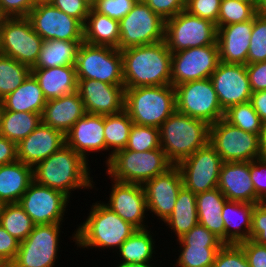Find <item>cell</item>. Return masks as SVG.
Wrapping results in <instances>:
<instances>
[{"instance_id":"cell-1","label":"cell","mask_w":266,"mask_h":267,"mask_svg":"<svg viewBox=\"0 0 266 267\" xmlns=\"http://www.w3.org/2000/svg\"><path fill=\"white\" fill-rule=\"evenodd\" d=\"M125 88L171 85L172 52L165 41L121 50Z\"/></svg>"},{"instance_id":"cell-2","label":"cell","mask_w":266,"mask_h":267,"mask_svg":"<svg viewBox=\"0 0 266 267\" xmlns=\"http://www.w3.org/2000/svg\"><path fill=\"white\" fill-rule=\"evenodd\" d=\"M88 165V161L65 144L33 167L34 181L39 185L59 190L70 198L71 191L94 188L95 182L90 176Z\"/></svg>"},{"instance_id":"cell-3","label":"cell","mask_w":266,"mask_h":267,"mask_svg":"<svg viewBox=\"0 0 266 267\" xmlns=\"http://www.w3.org/2000/svg\"><path fill=\"white\" fill-rule=\"evenodd\" d=\"M93 204L86 221L73 234V241L82 248L119 249L137 228L124 221L103 202Z\"/></svg>"},{"instance_id":"cell-4","label":"cell","mask_w":266,"mask_h":267,"mask_svg":"<svg viewBox=\"0 0 266 267\" xmlns=\"http://www.w3.org/2000/svg\"><path fill=\"white\" fill-rule=\"evenodd\" d=\"M210 125L177 110L159 127L160 146L173 165L209 143Z\"/></svg>"},{"instance_id":"cell-5","label":"cell","mask_w":266,"mask_h":267,"mask_svg":"<svg viewBox=\"0 0 266 267\" xmlns=\"http://www.w3.org/2000/svg\"><path fill=\"white\" fill-rule=\"evenodd\" d=\"M124 110L134 124L158 128L176 111L172 85L125 88Z\"/></svg>"},{"instance_id":"cell-6","label":"cell","mask_w":266,"mask_h":267,"mask_svg":"<svg viewBox=\"0 0 266 267\" xmlns=\"http://www.w3.org/2000/svg\"><path fill=\"white\" fill-rule=\"evenodd\" d=\"M106 165L112 180L141 185L173 166L161 147L143 152L123 149L111 155Z\"/></svg>"},{"instance_id":"cell-7","label":"cell","mask_w":266,"mask_h":267,"mask_svg":"<svg viewBox=\"0 0 266 267\" xmlns=\"http://www.w3.org/2000/svg\"><path fill=\"white\" fill-rule=\"evenodd\" d=\"M77 79H93L124 85L123 59L119 49L82 42L75 63Z\"/></svg>"},{"instance_id":"cell-8","label":"cell","mask_w":266,"mask_h":267,"mask_svg":"<svg viewBox=\"0 0 266 267\" xmlns=\"http://www.w3.org/2000/svg\"><path fill=\"white\" fill-rule=\"evenodd\" d=\"M209 144L222 162H250L260 157V135L245 132L224 118L210 124Z\"/></svg>"},{"instance_id":"cell-9","label":"cell","mask_w":266,"mask_h":267,"mask_svg":"<svg viewBox=\"0 0 266 267\" xmlns=\"http://www.w3.org/2000/svg\"><path fill=\"white\" fill-rule=\"evenodd\" d=\"M164 41L173 53L192 47L214 45L216 25L184 10L165 21Z\"/></svg>"},{"instance_id":"cell-10","label":"cell","mask_w":266,"mask_h":267,"mask_svg":"<svg viewBox=\"0 0 266 267\" xmlns=\"http://www.w3.org/2000/svg\"><path fill=\"white\" fill-rule=\"evenodd\" d=\"M119 50L151 45L164 41L165 20L138 0L131 11L119 21Z\"/></svg>"},{"instance_id":"cell-11","label":"cell","mask_w":266,"mask_h":267,"mask_svg":"<svg viewBox=\"0 0 266 267\" xmlns=\"http://www.w3.org/2000/svg\"><path fill=\"white\" fill-rule=\"evenodd\" d=\"M175 88L176 110L192 118L206 121L209 125L224 118L210 78L177 85Z\"/></svg>"},{"instance_id":"cell-12","label":"cell","mask_w":266,"mask_h":267,"mask_svg":"<svg viewBox=\"0 0 266 267\" xmlns=\"http://www.w3.org/2000/svg\"><path fill=\"white\" fill-rule=\"evenodd\" d=\"M61 227V224L35 225L28 237L19 243L11 267H54Z\"/></svg>"},{"instance_id":"cell-13","label":"cell","mask_w":266,"mask_h":267,"mask_svg":"<svg viewBox=\"0 0 266 267\" xmlns=\"http://www.w3.org/2000/svg\"><path fill=\"white\" fill-rule=\"evenodd\" d=\"M27 18L44 40L84 41V25L56 8L48 0L36 1Z\"/></svg>"},{"instance_id":"cell-14","label":"cell","mask_w":266,"mask_h":267,"mask_svg":"<svg viewBox=\"0 0 266 267\" xmlns=\"http://www.w3.org/2000/svg\"><path fill=\"white\" fill-rule=\"evenodd\" d=\"M43 41L27 17L3 18V55L32 69L38 60Z\"/></svg>"},{"instance_id":"cell-15","label":"cell","mask_w":266,"mask_h":267,"mask_svg":"<svg viewBox=\"0 0 266 267\" xmlns=\"http://www.w3.org/2000/svg\"><path fill=\"white\" fill-rule=\"evenodd\" d=\"M219 59L217 42L214 45L192 47L172 53L171 85L210 78Z\"/></svg>"},{"instance_id":"cell-16","label":"cell","mask_w":266,"mask_h":267,"mask_svg":"<svg viewBox=\"0 0 266 267\" xmlns=\"http://www.w3.org/2000/svg\"><path fill=\"white\" fill-rule=\"evenodd\" d=\"M70 198L33 181L18 202L35 225L62 224Z\"/></svg>"},{"instance_id":"cell-17","label":"cell","mask_w":266,"mask_h":267,"mask_svg":"<svg viewBox=\"0 0 266 267\" xmlns=\"http://www.w3.org/2000/svg\"><path fill=\"white\" fill-rule=\"evenodd\" d=\"M222 159L208 143L177 166L183 179V186L194 194L218 187Z\"/></svg>"},{"instance_id":"cell-18","label":"cell","mask_w":266,"mask_h":267,"mask_svg":"<svg viewBox=\"0 0 266 267\" xmlns=\"http://www.w3.org/2000/svg\"><path fill=\"white\" fill-rule=\"evenodd\" d=\"M222 110L250 101V86L246 65L219 62L210 76Z\"/></svg>"},{"instance_id":"cell-19","label":"cell","mask_w":266,"mask_h":267,"mask_svg":"<svg viewBox=\"0 0 266 267\" xmlns=\"http://www.w3.org/2000/svg\"><path fill=\"white\" fill-rule=\"evenodd\" d=\"M148 211L165 221L173 212L179 191L183 187L180 169L173 165L166 172L143 185Z\"/></svg>"},{"instance_id":"cell-20","label":"cell","mask_w":266,"mask_h":267,"mask_svg":"<svg viewBox=\"0 0 266 267\" xmlns=\"http://www.w3.org/2000/svg\"><path fill=\"white\" fill-rule=\"evenodd\" d=\"M77 92L86 113L110 115L124 110V85H111L93 79H77Z\"/></svg>"},{"instance_id":"cell-21","label":"cell","mask_w":266,"mask_h":267,"mask_svg":"<svg viewBox=\"0 0 266 267\" xmlns=\"http://www.w3.org/2000/svg\"><path fill=\"white\" fill-rule=\"evenodd\" d=\"M108 203H105L113 212L124 221L137 229H145V215L148 211L145 192L141 184L122 183L112 181Z\"/></svg>"},{"instance_id":"cell-22","label":"cell","mask_w":266,"mask_h":267,"mask_svg":"<svg viewBox=\"0 0 266 267\" xmlns=\"http://www.w3.org/2000/svg\"><path fill=\"white\" fill-rule=\"evenodd\" d=\"M63 145H65V135L41 122L17 144V159L28 166L35 167Z\"/></svg>"},{"instance_id":"cell-23","label":"cell","mask_w":266,"mask_h":267,"mask_svg":"<svg viewBox=\"0 0 266 267\" xmlns=\"http://www.w3.org/2000/svg\"><path fill=\"white\" fill-rule=\"evenodd\" d=\"M65 144L79 153L86 161L93 152L106 150L104 115L86 113L65 134Z\"/></svg>"},{"instance_id":"cell-24","label":"cell","mask_w":266,"mask_h":267,"mask_svg":"<svg viewBox=\"0 0 266 267\" xmlns=\"http://www.w3.org/2000/svg\"><path fill=\"white\" fill-rule=\"evenodd\" d=\"M217 188L228 201L251 204L261 202L251 180L250 162H223Z\"/></svg>"},{"instance_id":"cell-25","label":"cell","mask_w":266,"mask_h":267,"mask_svg":"<svg viewBox=\"0 0 266 267\" xmlns=\"http://www.w3.org/2000/svg\"><path fill=\"white\" fill-rule=\"evenodd\" d=\"M251 20L217 28L219 59L224 63L248 64V50L253 29Z\"/></svg>"},{"instance_id":"cell-26","label":"cell","mask_w":266,"mask_h":267,"mask_svg":"<svg viewBox=\"0 0 266 267\" xmlns=\"http://www.w3.org/2000/svg\"><path fill=\"white\" fill-rule=\"evenodd\" d=\"M86 114L84 103L77 91L47 100L41 115L42 123L64 135L75 122Z\"/></svg>"},{"instance_id":"cell-27","label":"cell","mask_w":266,"mask_h":267,"mask_svg":"<svg viewBox=\"0 0 266 267\" xmlns=\"http://www.w3.org/2000/svg\"><path fill=\"white\" fill-rule=\"evenodd\" d=\"M31 74L40 85L46 100L77 91L78 80L75 66L32 68Z\"/></svg>"},{"instance_id":"cell-28","label":"cell","mask_w":266,"mask_h":267,"mask_svg":"<svg viewBox=\"0 0 266 267\" xmlns=\"http://www.w3.org/2000/svg\"><path fill=\"white\" fill-rule=\"evenodd\" d=\"M255 205L239 201L225 202L221 213L225 227V244H238L249 239Z\"/></svg>"},{"instance_id":"cell-29","label":"cell","mask_w":266,"mask_h":267,"mask_svg":"<svg viewBox=\"0 0 266 267\" xmlns=\"http://www.w3.org/2000/svg\"><path fill=\"white\" fill-rule=\"evenodd\" d=\"M34 181L33 167L17 160L0 166V205L18 203Z\"/></svg>"},{"instance_id":"cell-30","label":"cell","mask_w":266,"mask_h":267,"mask_svg":"<svg viewBox=\"0 0 266 267\" xmlns=\"http://www.w3.org/2000/svg\"><path fill=\"white\" fill-rule=\"evenodd\" d=\"M46 98L35 77L30 74L13 92L0 101V106L12 112L43 113Z\"/></svg>"},{"instance_id":"cell-31","label":"cell","mask_w":266,"mask_h":267,"mask_svg":"<svg viewBox=\"0 0 266 267\" xmlns=\"http://www.w3.org/2000/svg\"><path fill=\"white\" fill-rule=\"evenodd\" d=\"M227 198L218 189L196 194L199 224L207 228L225 244V227L221 217Z\"/></svg>"},{"instance_id":"cell-32","label":"cell","mask_w":266,"mask_h":267,"mask_svg":"<svg viewBox=\"0 0 266 267\" xmlns=\"http://www.w3.org/2000/svg\"><path fill=\"white\" fill-rule=\"evenodd\" d=\"M119 21L96 12L93 8L84 24V42L119 49Z\"/></svg>"},{"instance_id":"cell-33","label":"cell","mask_w":266,"mask_h":267,"mask_svg":"<svg viewBox=\"0 0 266 267\" xmlns=\"http://www.w3.org/2000/svg\"><path fill=\"white\" fill-rule=\"evenodd\" d=\"M175 232L177 240L199 223L196 194L184 186L178 193L172 214L164 221Z\"/></svg>"},{"instance_id":"cell-34","label":"cell","mask_w":266,"mask_h":267,"mask_svg":"<svg viewBox=\"0 0 266 267\" xmlns=\"http://www.w3.org/2000/svg\"><path fill=\"white\" fill-rule=\"evenodd\" d=\"M84 41L48 40L43 41L36 65L33 68H54L75 66L77 52Z\"/></svg>"},{"instance_id":"cell-35","label":"cell","mask_w":266,"mask_h":267,"mask_svg":"<svg viewBox=\"0 0 266 267\" xmlns=\"http://www.w3.org/2000/svg\"><path fill=\"white\" fill-rule=\"evenodd\" d=\"M42 122L41 114L12 112L1 107L0 134L18 144Z\"/></svg>"},{"instance_id":"cell-36","label":"cell","mask_w":266,"mask_h":267,"mask_svg":"<svg viewBox=\"0 0 266 267\" xmlns=\"http://www.w3.org/2000/svg\"><path fill=\"white\" fill-rule=\"evenodd\" d=\"M155 241L147 228L137 229L119 247L121 263H146L153 260ZM152 259V260H151Z\"/></svg>"},{"instance_id":"cell-37","label":"cell","mask_w":266,"mask_h":267,"mask_svg":"<svg viewBox=\"0 0 266 267\" xmlns=\"http://www.w3.org/2000/svg\"><path fill=\"white\" fill-rule=\"evenodd\" d=\"M133 121L125 110L120 113L104 115V138L106 150H112L105 160H110L115 152L125 149L130 135Z\"/></svg>"},{"instance_id":"cell-38","label":"cell","mask_w":266,"mask_h":267,"mask_svg":"<svg viewBox=\"0 0 266 267\" xmlns=\"http://www.w3.org/2000/svg\"><path fill=\"white\" fill-rule=\"evenodd\" d=\"M0 225L19 242L24 241L35 226L19 203L0 205Z\"/></svg>"},{"instance_id":"cell-39","label":"cell","mask_w":266,"mask_h":267,"mask_svg":"<svg viewBox=\"0 0 266 267\" xmlns=\"http://www.w3.org/2000/svg\"><path fill=\"white\" fill-rule=\"evenodd\" d=\"M31 74V68L15 59L0 56V101L15 91Z\"/></svg>"},{"instance_id":"cell-40","label":"cell","mask_w":266,"mask_h":267,"mask_svg":"<svg viewBox=\"0 0 266 267\" xmlns=\"http://www.w3.org/2000/svg\"><path fill=\"white\" fill-rule=\"evenodd\" d=\"M180 255L175 266L213 267L215 256L223 245L179 244Z\"/></svg>"},{"instance_id":"cell-41","label":"cell","mask_w":266,"mask_h":267,"mask_svg":"<svg viewBox=\"0 0 266 267\" xmlns=\"http://www.w3.org/2000/svg\"><path fill=\"white\" fill-rule=\"evenodd\" d=\"M224 119L245 132L261 135L263 122L250 102L237 104L225 111Z\"/></svg>"},{"instance_id":"cell-42","label":"cell","mask_w":266,"mask_h":267,"mask_svg":"<svg viewBox=\"0 0 266 267\" xmlns=\"http://www.w3.org/2000/svg\"><path fill=\"white\" fill-rule=\"evenodd\" d=\"M257 10L250 4L239 0H221L216 28L251 20Z\"/></svg>"},{"instance_id":"cell-43","label":"cell","mask_w":266,"mask_h":267,"mask_svg":"<svg viewBox=\"0 0 266 267\" xmlns=\"http://www.w3.org/2000/svg\"><path fill=\"white\" fill-rule=\"evenodd\" d=\"M160 147L158 128L133 123L125 149L143 152Z\"/></svg>"},{"instance_id":"cell-44","label":"cell","mask_w":266,"mask_h":267,"mask_svg":"<svg viewBox=\"0 0 266 267\" xmlns=\"http://www.w3.org/2000/svg\"><path fill=\"white\" fill-rule=\"evenodd\" d=\"M266 61V15L257 13L251 32L248 64Z\"/></svg>"},{"instance_id":"cell-45","label":"cell","mask_w":266,"mask_h":267,"mask_svg":"<svg viewBox=\"0 0 266 267\" xmlns=\"http://www.w3.org/2000/svg\"><path fill=\"white\" fill-rule=\"evenodd\" d=\"M213 267H250L239 244H224L217 252Z\"/></svg>"},{"instance_id":"cell-46","label":"cell","mask_w":266,"mask_h":267,"mask_svg":"<svg viewBox=\"0 0 266 267\" xmlns=\"http://www.w3.org/2000/svg\"><path fill=\"white\" fill-rule=\"evenodd\" d=\"M138 0H93L92 8L112 19L120 21L126 16Z\"/></svg>"},{"instance_id":"cell-47","label":"cell","mask_w":266,"mask_h":267,"mask_svg":"<svg viewBox=\"0 0 266 267\" xmlns=\"http://www.w3.org/2000/svg\"><path fill=\"white\" fill-rule=\"evenodd\" d=\"M221 0H190L185 10L191 15L207 19L214 24L218 22Z\"/></svg>"},{"instance_id":"cell-48","label":"cell","mask_w":266,"mask_h":267,"mask_svg":"<svg viewBox=\"0 0 266 267\" xmlns=\"http://www.w3.org/2000/svg\"><path fill=\"white\" fill-rule=\"evenodd\" d=\"M56 8L78 19L83 25L86 22L87 16L92 8L90 0H48Z\"/></svg>"},{"instance_id":"cell-49","label":"cell","mask_w":266,"mask_h":267,"mask_svg":"<svg viewBox=\"0 0 266 267\" xmlns=\"http://www.w3.org/2000/svg\"><path fill=\"white\" fill-rule=\"evenodd\" d=\"M249 239L266 246V200L257 203L253 208Z\"/></svg>"},{"instance_id":"cell-50","label":"cell","mask_w":266,"mask_h":267,"mask_svg":"<svg viewBox=\"0 0 266 267\" xmlns=\"http://www.w3.org/2000/svg\"><path fill=\"white\" fill-rule=\"evenodd\" d=\"M177 241L179 244L224 245L218 237L199 223Z\"/></svg>"},{"instance_id":"cell-51","label":"cell","mask_w":266,"mask_h":267,"mask_svg":"<svg viewBox=\"0 0 266 267\" xmlns=\"http://www.w3.org/2000/svg\"><path fill=\"white\" fill-rule=\"evenodd\" d=\"M36 0H0V16L3 18L27 17Z\"/></svg>"},{"instance_id":"cell-52","label":"cell","mask_w":266,"mask_h":267,"mask_svg":"<svg viewBox=\"0 0 266 267\" xmlns=\"http://www.w3.org/2000/svg\"><path fill=\"white\" fill-rule=\"evenodd\" d=\"M163 20H168L185 10L183 0H143Z\"/></svg>"},{"instance_id":"cell-53","label":"cell","mask_w":266,"mask_h":267,"mask_svg":"<svg viewBox=\"0 0 266 267\" xmlns=\"http://www.w3.org/2000/svg\"><path fill=\"white\" fill-rule=\"evenodd\" d=\"M250 175L256 196L261 201L266 200V160L258 158L250 161Z\"/></svg>"},{"instance_id":"cell-54","label":"cell","mask_w":266,"mask_h":267,"mask_svg":"<svg viewBox=\"0 0 266 267\" xmlns=\"http://www.w3.org/2000/svg\"><path fill=\"white\" fill-rule=\"evenodd\" d=\"M248 260L250 267H266V246L257 244L253 240H245L238 243Z\"/></svg>"},{"instance_id":"cell-55","label":"cell","mask_w":266,"mask_h":267,"mask_svg":"<svg viewBox=\"0 0 266 267\" xmlns=\"http://www.w3.org/2000/svg\"><path fill=\"white\" fill-rule=\"evenodd\" d=\"M252 92L266 90V61L246 64Z\"/></svg>"},{"instance_id":"cell-56","label":"cell","mask_w":266,"mask_h":267,"mask_svg":"<svg viewBox=\"0 0 266 267\" xmlns=\"http://www.w3.org/2000/svg\"><path fill=\"white\" fill-rule=\"evenodd\" d=\"M19 241L11 236L0 225V256L7 260L10 264L15 260L18 249Z\"/></svg>"},{"instance_id":"cell-57","label":"cell","mask_w":266,"mask_h":267,"mask_svg":"<svg viewBox=\"0 0 266 267\" xmlns=\"http://www.w3.org/2000/svg\"><path fill=\"white\" fill-rule=\"evenodd\" d=\"M17 160V144L0 134V166Z\"/></svg>"},{"instance_id":"cell-58","label":"cell","mask_w":266,"mask_h":267,"mask_svg":"<svg viewBox=\"0 0 266 267\" xmlns=\"http://www.w3.org/2000/svg\"><path fill=\"white\" fill-rule=\"evenodd\" d=\"M261 121L266 122V90L253 92L250 101Z\"/></svg>"},{"instance_id":"cell-59","label":"cell","mask_w":266,"mask_h":267,"mask_svg":"<svg viewBox=\"0 0 266 267\" xmlns=\"http://www.w3.org/2000/svg\"><path fill=\"white\" fill-rule=\"evenodd\" d=\"M266 160V122L263 123L262 133L260 135V157Z\"/></svg>"},{"instance_id":"cell-60","label":"cell","mask_w":266,"mask_h":267,"mask_svg":"<svg viewBox=\"0 0 266 267\" xmlns=\"http://www.w3.org/2000/svg\"><path fill=\"white\" fill-rule=\"evenodd\" d=\"M117 267H153L150 262L146 263H120ZM155 267V266H154Z\"/></svg>"},{"instance_id":"cell-61","label":"cell","mask_w":266,"mask_h":267,"mask_svg":"<svg viewBox=\"0 0 266 267\" xmlns=\"http://www.w3.org/2000/svg\"><path fill=\"white\" fill-rule=\"evenodd\" d=\"M257 13L266 15V0H260Z\"/></svg>"},{"instance_id":"cell-62","label":"cell","mask_w":266,"mask_h":267,"mask_svg":"<svg viewBox=\"0 0 266 267\" xmlns=\"http://www.w3.org/2000/svg\"><path fill=\"white\" fill-rule=\"evenodd\" d=\"M239 1L246 2L252 5L256 10L258 9L259 3H260V0H239Z\"/></svg>"},{"instance_id":"cell-63","label":"cell","mask_w":266,"mask_h":267,"mask_svg":"<svg viewBox=\"0 0 266 267\" xmlns=\"http://www.w3.org/2000/svg\"><path fill=\"white\" fill-rule=\"evenodd\" d=\"M2 25H3V17L0 16V56L3 55V50H2Z\"/></svg>"},{"instance_id":"cell-64","label":"cell","mask_w":266,"mask_h":267,"mask_svg":"<svg viewBox=\"0 0 266 267\" xmlns=\"http://www.w3.org/2000/svg\"><path fill=\"white\" fill-rule=\"evenodd\" d=\"M0 267H11V264L0 256Z\"/></svg>"},{"instance_id":"cell-65","label":"cell","mask_w":266,"mask_h":267,"mask_svg":"<svg viewBox=\"0 0 266 267\" xmlns=\"http://www.w3.org/2000/svg\"><path fill=\"white\" fill-rule=\"evenodd\" d=\"M190 0H183V2L185 3V5L189 2Z\"/></svg>"}]
</instances>
